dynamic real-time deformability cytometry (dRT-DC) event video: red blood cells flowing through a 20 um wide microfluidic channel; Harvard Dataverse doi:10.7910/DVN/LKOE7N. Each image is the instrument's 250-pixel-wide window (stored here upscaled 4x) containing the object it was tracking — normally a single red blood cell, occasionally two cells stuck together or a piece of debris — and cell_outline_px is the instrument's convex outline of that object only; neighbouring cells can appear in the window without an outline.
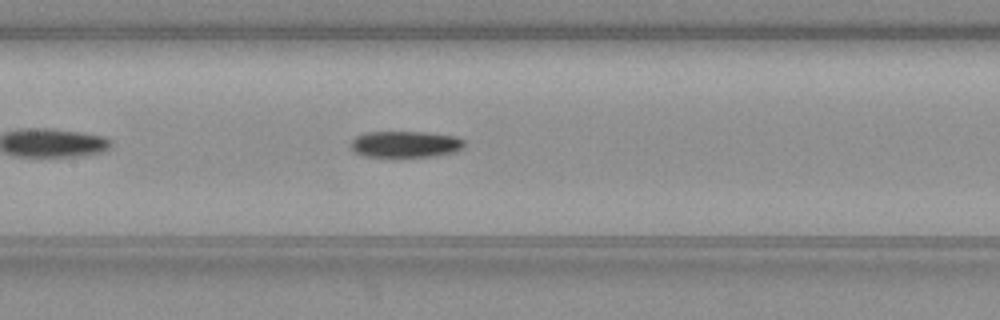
{"species": "common noctule bat (a hibernating species)", "species_latin": "Nyctalus noctula", "temperature_condition": "warm", "stored_images_in_passage": 41, "camera_frame_rate_fps": 3000, "um_per_image_px": 0.085, "animal": {"sex": "female", "body_mass_g": 19.3, "forearm_length_mm": 54.1}, "frame": {"image": 1, "passage_image": 12, "time_ms": 3.667, "image_size_px": [1000, 320], "cell_outline_px": [[464, 144], [460, 148], [452, 152], [432, 156], [396, 160], [364, 156], [352, 152], [352, 140], [356, 136], [364, 132], [424, 132], [456, 136], [464, 140]], "centroid_in_image_um": [34.38, 12.3], "position_along_channel_um": 173.0, "area_um2": 18.21}}